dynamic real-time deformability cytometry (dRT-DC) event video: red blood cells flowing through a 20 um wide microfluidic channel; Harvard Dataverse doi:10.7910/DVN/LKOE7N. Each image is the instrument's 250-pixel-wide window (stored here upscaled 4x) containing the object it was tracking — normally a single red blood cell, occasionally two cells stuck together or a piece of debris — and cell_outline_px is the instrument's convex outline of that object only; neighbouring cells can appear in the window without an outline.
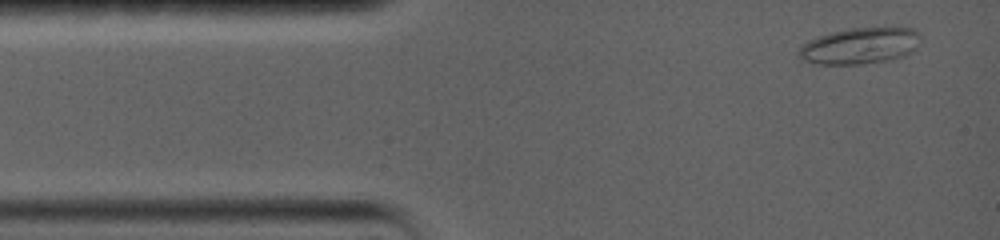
{"species": "common noctule bat (a hibernating species)", "species_latin": "Nyctalus noctula", "temperature_condition": "warm", "stored_images_in_passage": 10, "camera_frame_rate_fps": 5000, "um_per_image_px": 0.085, "animal": {"sex": "female", "body_mass_g": 19.0, "forearm_length_mm": 56.7}, "frame": {"image": 1, "passage_image": 1, "time_ms": 0.0, "image_size_px": [1000, 240], "cell_outline_px": [[920, 40], [916, 48], [912, 52], [904, 56], [884, 60], [856, 64], [820, 64], [804, 60], [796, 52], [808, 40], [816, 36], [832, 32], [852, 28], [912, 28], [920, 32]], "centroid_in_image_um": [73.1, 3.88], "position_along_channel_um": 11.9, "area_um2": 25.49}}
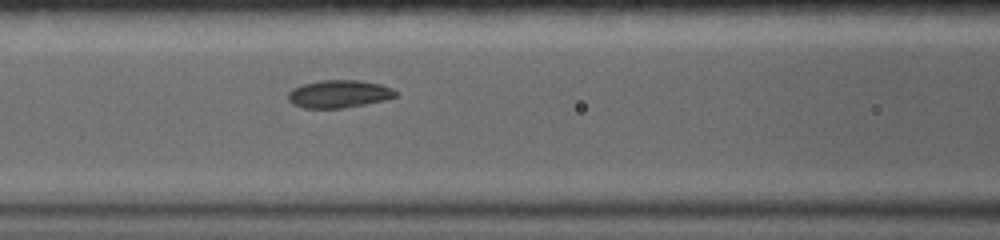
{"frame": {"image": 2, "passage_image": 7, "time_ms": 5.2, "image_size_px": [1000, 240], "cell_outline_px": [[396, 96], [384, 100], [344, 108], [304, 108], [292, 104], [288, 100], [288, 92], [292, 88], [304, 84], [320, 80], [360, 80], [380, 84], [392, 88], [396, 92]], "centroid_in_image_um": [28.78, 7.98], "position_along_channel_um": 137.8, "area_um2": 17.34}}
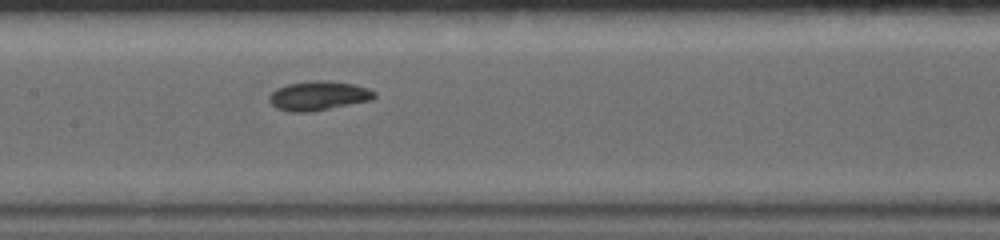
{"frame": {"image": 3, "passage_image": 9, "time_ms": 6.4, "image_size_px": [1000, 240], "cell_outline_px": [[376, 96], [372, 100], [312, 112], [288, 112], [276, 108], [268, 100], [268, 96], [276, 88], [288, 84], [312, 80], [328, 80], [356, 84], [368, 88], [376, 92]], "centroid_in_image_um": [27.07, 8.14], "position_along_channel_um": 180.3, "area_um2": 18.26}}